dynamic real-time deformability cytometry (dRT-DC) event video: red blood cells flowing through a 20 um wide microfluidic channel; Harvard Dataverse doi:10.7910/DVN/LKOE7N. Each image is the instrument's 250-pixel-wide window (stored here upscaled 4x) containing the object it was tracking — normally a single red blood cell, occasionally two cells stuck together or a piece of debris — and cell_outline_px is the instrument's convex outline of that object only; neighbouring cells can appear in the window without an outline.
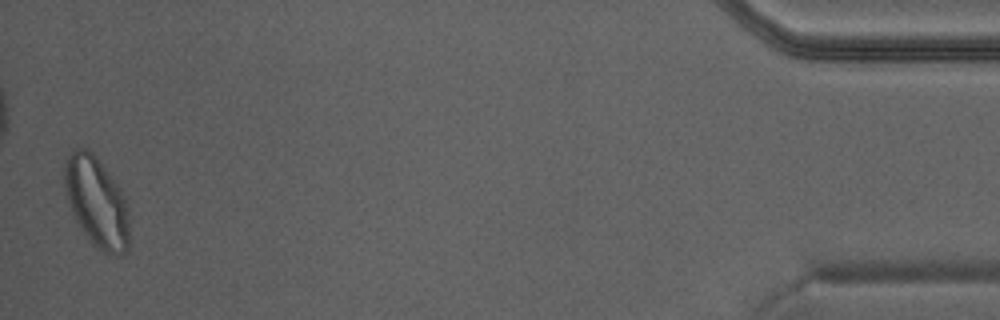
{"species": "Egyptian fruit bat (a non-hibernating species)", "species_latin": "Rousettus aegyptiacus", "temperature_condition": "warm", "stored_images_in_passage": 42, "camera_frame_rate_fps": 3000, "um_per_image_px": 0.085, "animal": {"sex": "male"}, "frame": {"image": 1, "passage_image": 42, "time_ms": 13.667, "image_size_px": [1000, 320], "cell_outline_px": [[128, 252], [120, 256], [116, 256], [104, 252], [96, 248], [92, 244], [76, 220], [68, 200], [64, 188], [64, 160], [76, 148], [88, 148], [92, 152], [120, 188], [124, 196], [128, 212]], "centroid_in_image_um": [8.21, 17.19], "position_along_channel_um": 427.0, "area_um2": 33.87}}